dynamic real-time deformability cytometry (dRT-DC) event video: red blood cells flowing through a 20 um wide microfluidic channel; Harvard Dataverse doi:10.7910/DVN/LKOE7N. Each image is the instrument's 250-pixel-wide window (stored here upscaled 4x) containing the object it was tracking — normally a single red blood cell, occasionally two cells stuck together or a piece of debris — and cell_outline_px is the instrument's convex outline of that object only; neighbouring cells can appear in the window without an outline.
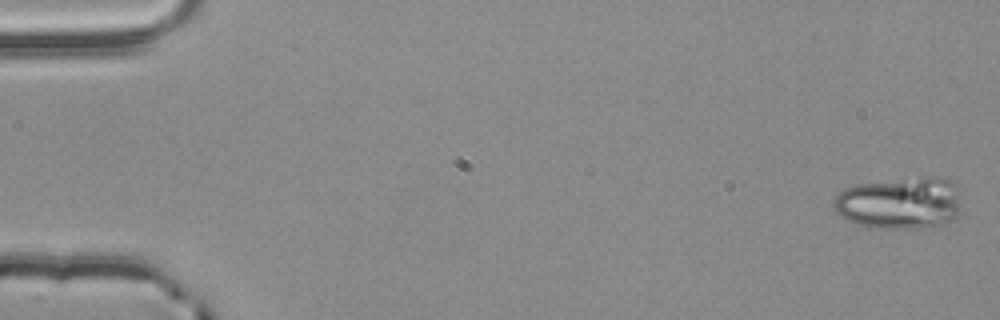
{"species": "common noctule bat (a hibernating species)", "species_latin": "Nyctalus noctula", "temperature_condition": "room temperature", "stored_images_in_passage": 5, "camera_frame_rate_fps": 3000, "um_per_image_px": 0.085, "animal": {"sex": "male", "body_mass_g": 20.4}, "frame": {"image": 1, "passage_image": 1, "time_ms": 0.0, "image_size_px": [1000, 320], "cell_outline_px": [[960, 212], [952, 220], [944, 224], [916, 228], [868, 228], [856, 224], [840, 216], [832, 208], [832, 200], [840, 192], [848, 188], [860, 184], [920, 176], [928, 176], [948, 180], [952, 184], [956, 192]], "centroid_in_image_um": [76.42, 17.27], "position_along_channel_um": 8.6, "area_um2": 38.49}}